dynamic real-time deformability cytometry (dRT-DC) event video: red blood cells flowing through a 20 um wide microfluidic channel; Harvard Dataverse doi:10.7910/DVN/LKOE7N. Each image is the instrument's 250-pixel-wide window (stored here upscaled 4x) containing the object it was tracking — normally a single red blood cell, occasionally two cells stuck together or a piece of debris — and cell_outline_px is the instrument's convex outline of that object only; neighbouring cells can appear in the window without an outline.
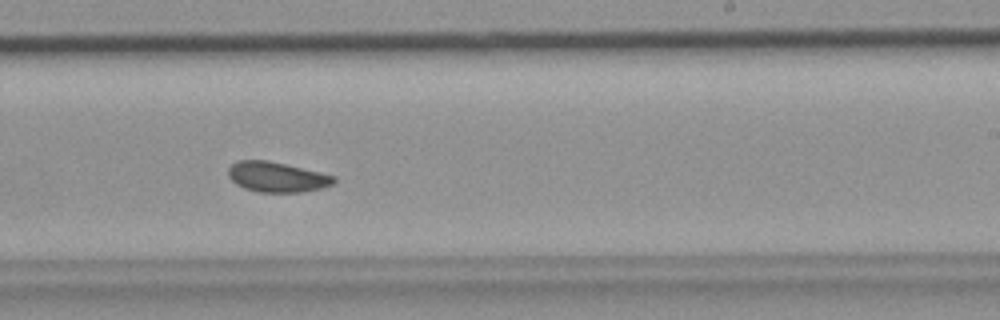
{"species": "common noctule bat (a hibernating species)", "species_latin": "Nyctalus noctula", "temperature_condition": "room temperature", "stored_images_in_passage": 46, "camera_frame_rate_fps": 3000, "um_per_image_px": 0.085, "animal": {"sex": "female", "body_mass_g": 19.9}, "frame": {"image": 1, "passage_image": 27, "time_ms": 8.667, "image_size_px": [1000, 320], "cell_outline_px": [[336, 180], [332, 184], [320, 188], [300, 192], [256, 192], [244, 188], [236, 184], [228, 176], [228, 168], [236, 160], [268, 160], [320, 172], [336, 176]], "centroid_in_image_um": [23.5, 15.04], "position_along_channel_um": 265.5, "area_um2": 18.55}}